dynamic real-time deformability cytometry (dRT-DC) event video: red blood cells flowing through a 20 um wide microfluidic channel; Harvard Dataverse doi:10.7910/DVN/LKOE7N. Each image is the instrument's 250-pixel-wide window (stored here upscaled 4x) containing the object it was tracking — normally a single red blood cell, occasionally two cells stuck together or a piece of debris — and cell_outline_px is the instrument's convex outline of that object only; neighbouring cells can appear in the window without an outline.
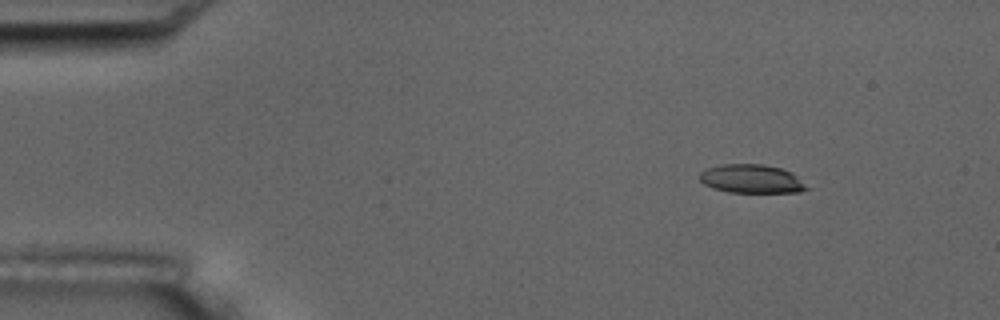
{"species": "common noctule bat (a hibernating species)", "species_latin": "Nyctalus noctula", "temperature_condition": "room temperature", "stored_images_in_passage": 6, "camera_frame_rate_fps": 3000, "um_per_image_px": 0.085, "animal": {"sex": "male", "body_mass_g": 17.5, "forearm_length_mm": 52.3}, "frame": {"image": 1, "passage_image": 1, "time_ms": 0.0, "image_size_px": [1000, 320], "cell_outline_px": [[812, 188], [800, 192], [728, 192], [712, 188], [704, 184], [700, 180], [700, 172], [704, 168], [720, 164], [764, 164], [780, 168], [792, 172]], "centroid_in_image_um": [63.9, 15.2], "position_along_channel_um": 21.1, "area_um2": 18.15}}
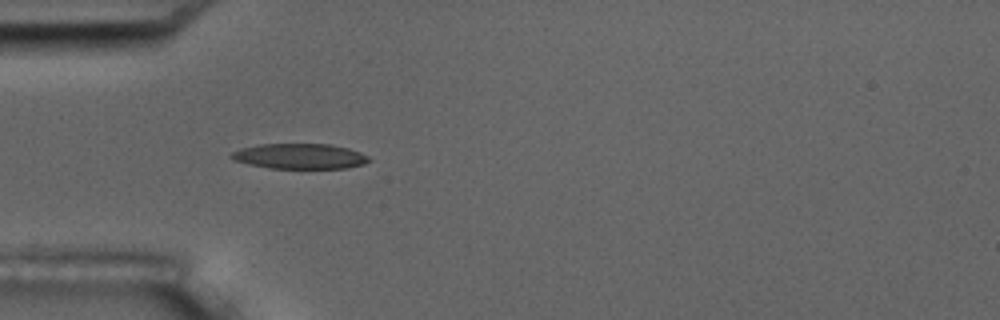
{"frame": {"image": 2, "passage_image": 4, "time_ms": 3.333, "image_size_px": [1000, 320], "cell_outline_px": [[372, 160], [364, 164], [348, 168], [268, 168], [248, 164], [232, 160], [228, 156], [232, 152], [240, 148], [260, 144], [332, 144], [348, 148], [360, 152], [368, 156]], "centroid_in_image_um": [25.47, 13.28], "position_along_channel_um": 59.5, "area_um2": 20.46}}